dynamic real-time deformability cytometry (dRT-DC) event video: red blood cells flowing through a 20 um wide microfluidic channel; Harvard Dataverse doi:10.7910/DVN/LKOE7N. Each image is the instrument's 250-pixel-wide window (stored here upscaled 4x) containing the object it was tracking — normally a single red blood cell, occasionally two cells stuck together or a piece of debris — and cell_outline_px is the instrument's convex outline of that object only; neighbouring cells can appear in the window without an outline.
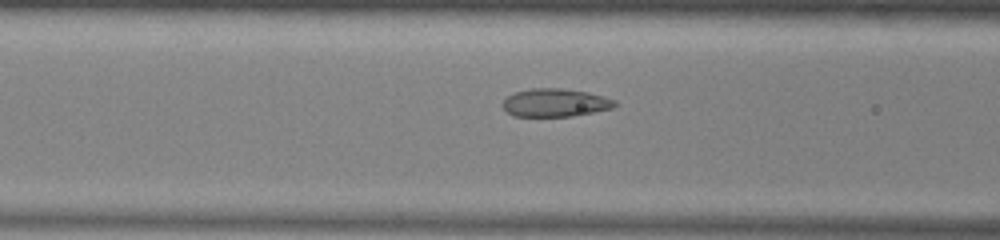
{"species": "common noctule bat (a hibernating species)", "species_latin": "Nyctalus noctula", "temperature_condition": "warm", "stored_images_in_passage": 52, "camera_frame_rate_fps": 3000, "um_per_image_px": 0.085, "animal": {"sex": "male", "body_mass_g": 13.0, "forearm_length_mm": 53.1}, "frame": {"image": 1, "passage_image": 20, "time_ms": 6.333, "image_size_px": [1000, 240], "cell_outline_px": [[616, 104], [612, 108], [572, 116], [512, 116], [504, 108], [504, 100], [508, 96], [516, 92], [532, 88], [560, 88], [588, 92], [604, 96], [616, 100]], "centroid_in_image_um": [47.21, 8.72], "position_along_channel_um": 119.4, "area_um2": 18.15}}
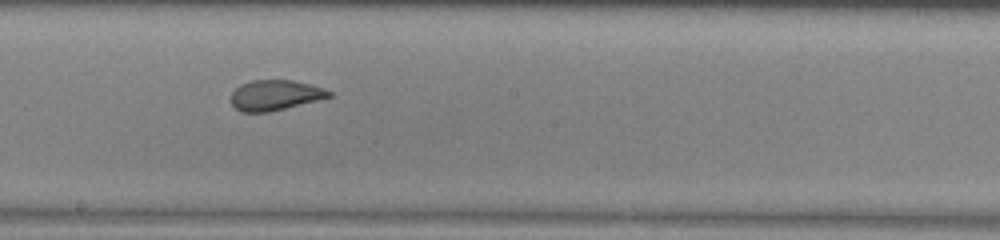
{"frame": {"image": 2, "passage_image": 28, "time_ms": 9.0, "image_size_px": [1000, 240], "cell_outline_px": [[332, 96], [268, 112], [240, 112], [232, 104], [232, 92], [240, 84], [252, 80], [292, 80], [324, 88], [332, 92]], "centroid_in_image_um": [23.36, 8.08], "position_along_channel_um": 224.8, "area_um2": 17.05}}
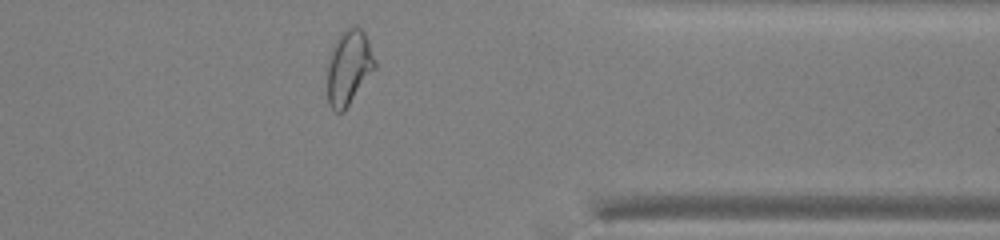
{"frame": {"image": 3, "passage_image": 41, "time_ms": 13.333, "image_size_px": [1000, 240], "cell_outline_px": [[376, 68], [344, 112], [336, 112], [328, 104], [328, 64], [336, 40], [340, 32], [344, 28], [352, 24], [356, 24], [364, 32], [368, 40], [376, 60]], "centroid_in_image_um": [29.67, 5.71], "position_along_channel_um": 381.7, "area_um2": 20.87}, "authors_computed_cell_mechanics": {"area_um2": 20.5768, "velocity_mm_per_s": 3.9606, "shape_relaxation_time_tau1_ms": null, "shape_relaxation_time_tau2_ms": 0.9822, "deformation_change_tau1": null, "deformation_change_tau2": 0.0487}}